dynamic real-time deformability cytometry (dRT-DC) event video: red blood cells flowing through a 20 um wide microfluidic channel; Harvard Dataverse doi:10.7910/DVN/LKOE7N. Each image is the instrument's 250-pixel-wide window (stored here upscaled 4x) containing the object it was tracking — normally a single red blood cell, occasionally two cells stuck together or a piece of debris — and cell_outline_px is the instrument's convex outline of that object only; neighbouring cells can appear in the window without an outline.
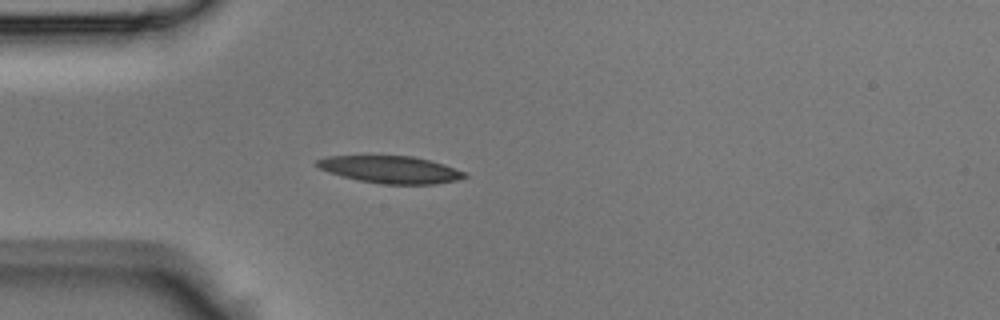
{"species": "Egyptian fruit bat (a non-hibernating species)", "species_latin": "Rousettus aegyptiacus", "temperature_condition": "room temperature", "stored_images_in_passage": 38, "camera_frame_rate_fps": 3000, "um_per_image_px": 0.085, "animal": {"sex": "male"}, "frame": {"image": 1, "passage_image": 6, "time_ms": 1.667, "image_size_px": [1000, 320], "cell_outline_px": [[468, 176], [456, 180], [436, 184], [380, 184], [360, 180], [328, 172], [320, 168], [316, 164], [316, 160], [328, 156], [412, 156], [444, 164], [468, 172]], "centroid_in_image_um": [33.25, 14.41], "position_along_channel_um": 51.8, "area_um2": 23.29}}
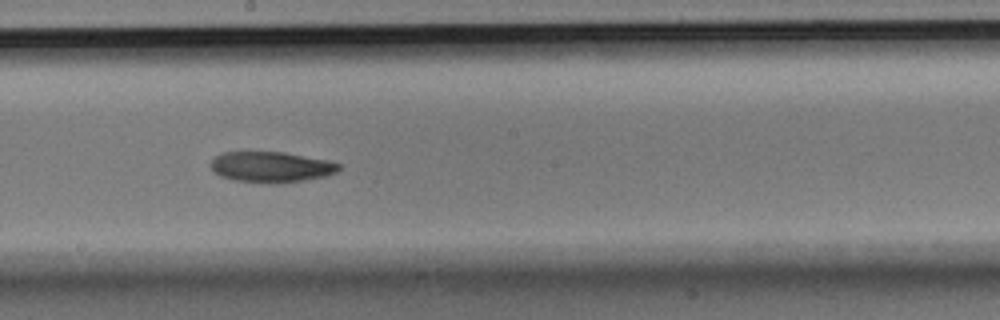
{"frame": {"image": 2, "passage_image": 18, "time_ms": 5.667, "image_size_px": [1000, 320], "cell_outline_px": [[340, 168], [336, 172], [324, 176], [304, 180], [276, 184], [272, 184], [232, 180], [220, 176], [208, 164], [220, 152], [284, 152], [328, 160], [340, 164]], "centroid_in_image_um": [23.02, 14.19], "position_along_channel_um": 225.2, "area_um2": 23.0}}
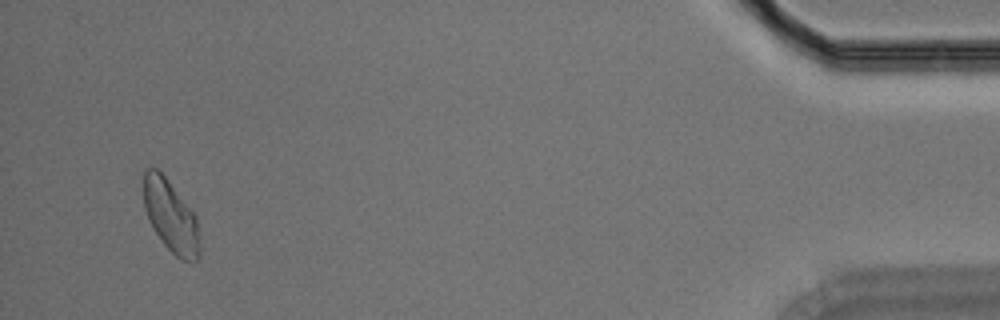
{"frame": {"image": 3, "passage_image": 36, "time_ms": 11.667, "image_size_px": [1000, 320], "cell_outline_px": [[200, 256], [196, 260], [184, 260], [176, 256], [164, 244], [152, 228], [148, 220], [144, 208], [144, 168], [156, 168], [168, 180], [196, 216], [200, 244]], "centroid_in_image_um": [14.5, 18.38], "position_along_channel_um": 420.7, "area_um2": 23.35}}